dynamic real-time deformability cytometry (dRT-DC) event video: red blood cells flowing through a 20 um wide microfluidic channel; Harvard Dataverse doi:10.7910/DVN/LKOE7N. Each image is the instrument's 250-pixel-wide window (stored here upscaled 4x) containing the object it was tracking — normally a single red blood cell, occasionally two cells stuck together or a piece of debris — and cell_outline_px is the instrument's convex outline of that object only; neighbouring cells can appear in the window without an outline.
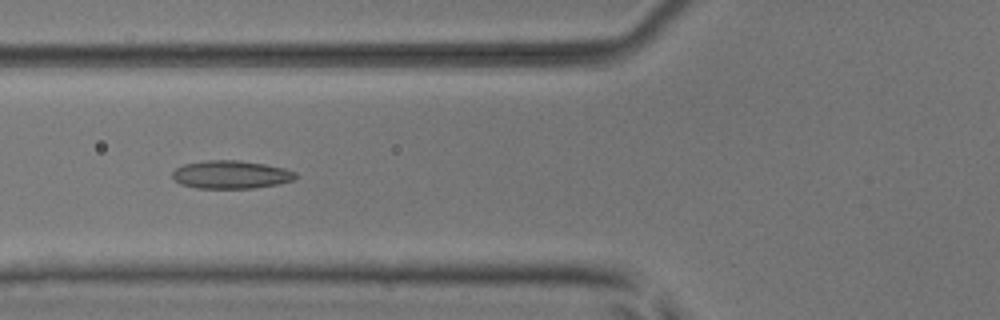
{"species": "common noctule bat (a hibernating species)", "species_latin": "Nyctalus noctula", "temperature_condition": "room temperature", "stored_images_in_passage": 8, "camera_frame_rate_fps": 3000, "um_per_image_px": 0.085, "animal": {"sex": "male", "body_mass_g": 17.9, "forearm_length_mm": 54.2}, "frame": {"image": 1, "passage_image": 6, "time_ms": 1.667, "image_size_px": [1000, 320], "cell_outline_px": [[300, 176], [292, 180], [276, 184], [252, 188], [196, 188], [180, 184], [172, 176], [172, 172], [176, 168], [184, 164], [208, 160], [240, 160], [264, 164], [284, 168], [296, 172]], "centroid_in_image_um": [19.64, 14.83], "position_along_channel_um": 106.2, "area_um2": 20.11}}
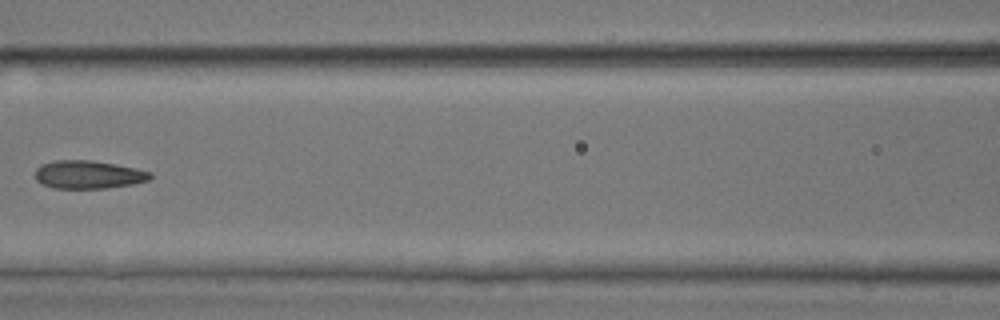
{"frame": {"image": 2, "passage_image": 7, "time_ms": 2.0, "image_size_px": [1000, 320], "cell_outline_px": [[152, 176], [148, 180], [132, 184], [108, 188], [52, 188], [40, 184], [36, 180], [36, 168], [40, 164], [56, 160], [92, 160], [116, 164], [152, 172]], "centroid_in_image_um": [7.48, 14.84], "position_along_channel_um": 159.1, "area_um2": 18.96}}
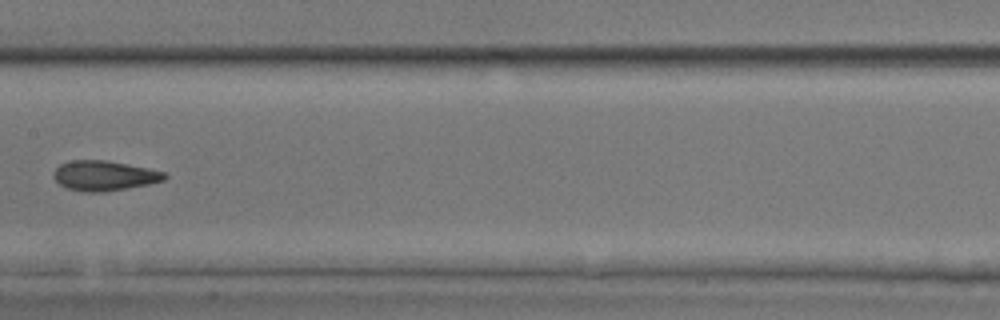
{"frame": {"image": 3, "passage_image": 8, "time_ms": 2.333, "image_size_px": [1000, 320], "cell_outline_px": [[168, 176], [164, 180], [148, 184], [100, 192], [84, 192], [68, 188], [60, 184], [52, 176], [52, 172], [60, 164], [72, 160], [104, 160], [148, 168], [164, 172]], "centroid_in_image_um": [8.83, 14.92], "position_along_channel_um": 198.6, "area_um2": 19.13}}